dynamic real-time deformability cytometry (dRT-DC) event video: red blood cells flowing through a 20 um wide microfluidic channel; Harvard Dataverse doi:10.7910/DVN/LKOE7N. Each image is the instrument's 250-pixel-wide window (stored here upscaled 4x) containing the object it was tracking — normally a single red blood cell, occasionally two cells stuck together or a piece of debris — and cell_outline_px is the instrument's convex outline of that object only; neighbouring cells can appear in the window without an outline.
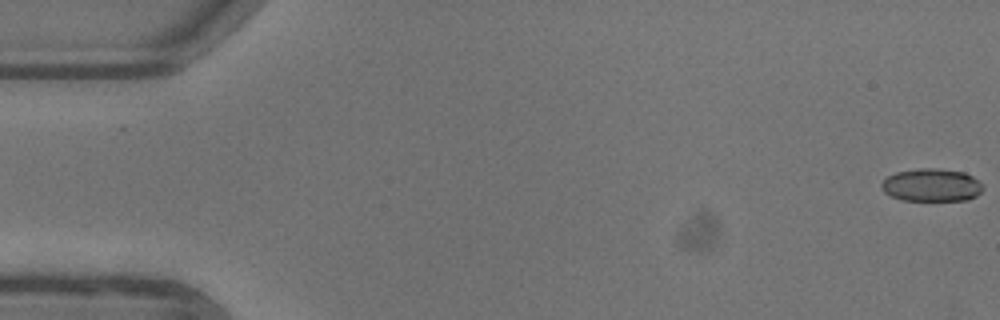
{"species": "common noctule bat (a hibernating species)", "species_latin": "Nyctalus noctula", "temperature_condition": "warm", "stored_images_in_passage": 54, "camera_frame_rate_fps": 3000, "um_per_image_px": 0.085, "animal": {"sex": "female"}, "frame": {"image": 1, "passage_image": 1, "time_ms": 0.0, "image_size_px": [1000, 320], "cell_outline_px": [[984, 188], [976, 196], [968, 200], [904, 200], [892, 196], [884, 192], [880, 184], [888, 176], [896, 172], [920, 168], [936, 168], [964, 172], [972, 176]], "centroid_in_image_um": [79.18, 15.73], "position_along_channel_um": 5.8, "area_um2": 19.25}}
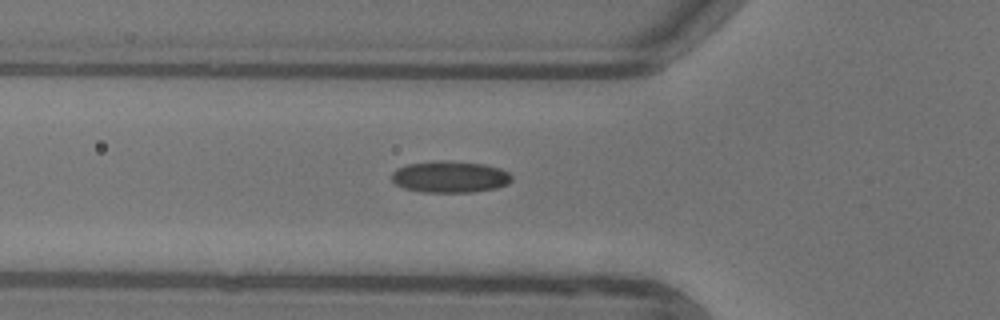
{"frame": {"image": 2, "passage_image": 19, "time_ms": 6.0, "image_size_px": [1000, 320], "cell_outline_px": [[512, 180], [508, 184], [496, 188], [472, 192], [424, 192], [404, 188], [396, 184], [392, 180], [392, 172], [396, 168], [408, 164], [444, 160], [448, 160], [484, 164], [500, 168], [508, 172], [512, 176]], "centroid_in_image_um": [38.26, 15.03], "position_along_channel_um": 87.5, "area_um2": 22.14}}
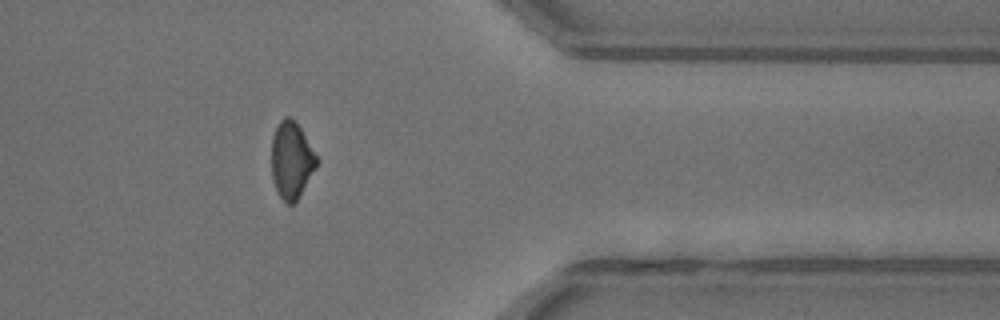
{"frame": {"image": 3, "passage_image": 43, "time_ms": 14.0, "image_size_px": [1000, 320], "cell_outline_px": [[320, 160], [316, 168], [296, 200], [292, 204], [288, 204], [280, 196], [272, 180], [272, 136], [280, 120], [284, 116], [292, 116], [300, 128]], "centroid_in_image_um": [24.78, 13.57], "position_along_channel_um": 386.6, "area_um2": 20.11}, "authors_computed_cell_mechanics": {"area_um2": 20.4034, "velocity_mm_per_s": 3.9626, "shape_relaxation_time_tau1_ms": 7.6358, "shape_relaxation_time_tau2_ms": 1.8306, "deformation_change_tau1": 0.1514, "deformation_change_tau2": 0.0661}}